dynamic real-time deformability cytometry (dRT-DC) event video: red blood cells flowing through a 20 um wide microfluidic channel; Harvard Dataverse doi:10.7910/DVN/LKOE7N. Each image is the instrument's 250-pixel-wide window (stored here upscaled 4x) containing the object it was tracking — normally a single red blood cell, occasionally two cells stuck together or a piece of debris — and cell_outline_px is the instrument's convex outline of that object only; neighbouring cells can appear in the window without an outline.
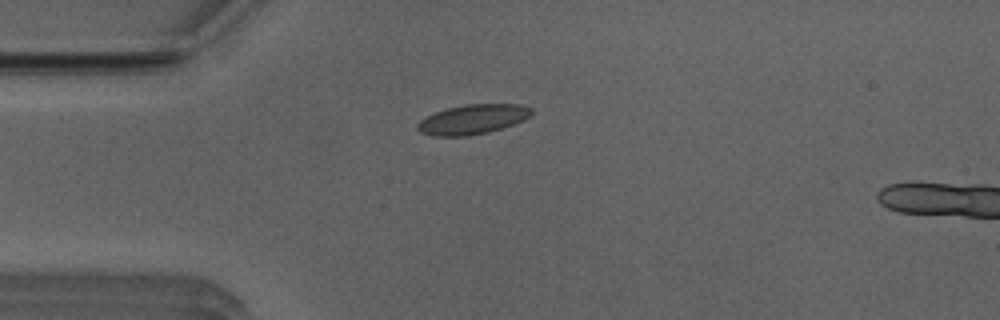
{"species": "Egyptian fruit bat (a non-hibernating species)", "species_latin": "Rousettus aegyptiacus", "temperature_condition": "room temperature", "stored_images_in_passage": 5, "camera_frame_rate_fps": 3000, "um_per_image_px": 0.085, "animal": {"sex": "male"}, "frame": {"image": 1, "passage_image": 2, "time_ms": 0.333, "image_size_px": [1000, 320], "cell_outline_px": [[532, 112], [524, 120], [488, 132], [468, 136], [432, 136], [420, 132], [416, 128], [416, 124], [424, 116], [444, 108], [464, 104], [520, 104], [532, 108]], "centroid_in_image_um": [40.11, 10.13], "position_along_channel_um": 44.9, "area_um2": 19.88}}